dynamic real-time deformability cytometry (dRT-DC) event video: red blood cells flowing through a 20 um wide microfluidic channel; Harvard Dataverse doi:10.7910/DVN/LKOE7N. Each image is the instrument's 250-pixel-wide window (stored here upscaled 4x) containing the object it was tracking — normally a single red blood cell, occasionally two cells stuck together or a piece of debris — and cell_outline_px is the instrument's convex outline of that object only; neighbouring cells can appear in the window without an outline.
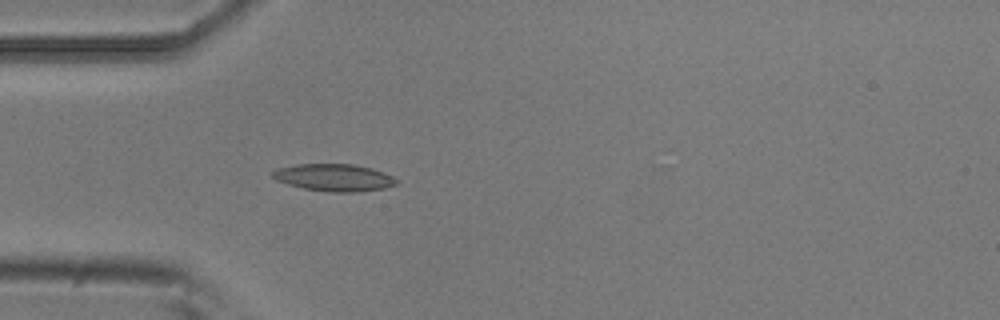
{"species": "common noctule bat (a hibernating species)", "species_latin": "Nyctalus noctula", "temperature_condition": "room temperature", "stored_images_in_passage": 4, "camera_frame_rate_fps": 3000, "um_per_image_px": 0.085, "animal": {"sex": "male", "body_mass_g": 20.5, "forearm_length_mm": 52.5}, "frame": {"image": 1, "passage_image": 4, "time_ms": 1.0, "image_size_px": [1000, 320], "cell_outline_px": [[396, 184], [384, 188], [360, 192], [328, 192], [304, 188], [288, 184], [276, 180], [272, 176], [272, 172], [276, 168], [296, 164], [352, 164], [372, 168], [392, 176], [396, 180]], "centroid_in_image_um": [28.37, 15.09], "position_along_channel_um": 56.6, "area_um2": 19.59}}